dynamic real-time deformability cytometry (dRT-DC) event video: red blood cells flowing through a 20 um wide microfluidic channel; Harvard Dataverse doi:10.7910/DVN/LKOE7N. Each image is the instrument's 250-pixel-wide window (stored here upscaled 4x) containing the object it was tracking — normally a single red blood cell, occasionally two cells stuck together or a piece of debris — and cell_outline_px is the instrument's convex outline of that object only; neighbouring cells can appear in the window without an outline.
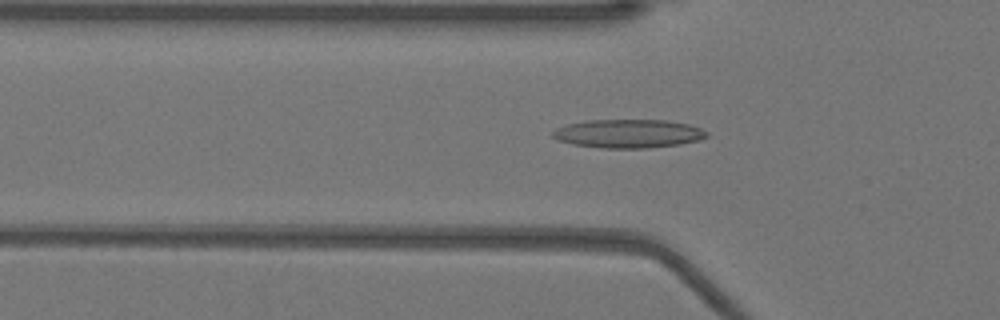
{"species": "Egyptian fruit bat (a non-hibernating species)", "species_latin": "Rousettus aegyptiacus", "temperature_condition": "warm", "stored_images_in_passage": 45, "camera_frame_rate_fps": 3000, "um_per_image_px": 0.085, "animal": {"sex": "female"}, "frame": {"image": 1, "passage_image": 16, "time_ms": 5.0, "image_size_px": [1000, 320], "cell_outline_px": [[708, 136], [700, 140], [680, 144], [648, 148], [600, 148], [572, 144], [556, 140], [552, 136], [552, 132], [556, 128], [568, 124], [588, 120], [668, 120], [688, 124], [700, 128], [708, 132]], "centroid_in_image_um": [53.41, 11.36], "position_along_channel_um": 72.4, "area_um2": 25.78}}
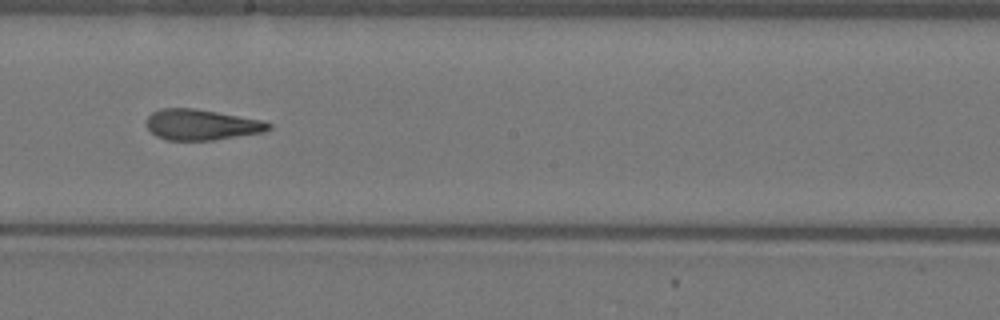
{"frame": {"image": 2, "passage_image": 28, "time_ms": 9.0, "image_size_px": [1000, 320], "cell_outline_px": [[272, 128], [264, 132], [212, 140], [164, 140], [156, 136], [144, 124], [148, 116], [152, 112], [160, 108], [196, 108], [260, 120], [272, 124]], "centroid_in_image_um": [17.08, 10.6], "position_along_channel_um": 231.1, "area_um2": 21.91}}
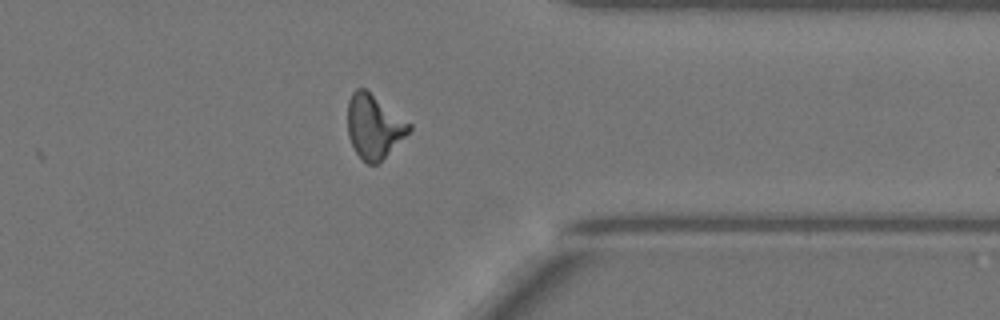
{"frame": {"image": 3, "passage_image": 40, "time_ms": 13.0, "image_size_px": [1000, 320], "cell_outline_px": [[412, 128], [376, 164], [368, 164], [356, 152], [348, 136], [348, 100], [352, 92], [356, 88], [364, 88], [412, 124]], "centroid_in_image_um": [31.76, 10.71], "position_along_channel_um": 379.6, "area_um2": 22.25}, "authors_computed_cell_mechanics": {"area_um2": 22.6576, "velocity_mm_per_s": 3.9319, "shape_relaxation_time_tau1_ms": null, "shape_relaxation_time_tau2_ms": 2.8774, "deformation_change_tau1": null, "deformation_change_tau2": 0.1265}}